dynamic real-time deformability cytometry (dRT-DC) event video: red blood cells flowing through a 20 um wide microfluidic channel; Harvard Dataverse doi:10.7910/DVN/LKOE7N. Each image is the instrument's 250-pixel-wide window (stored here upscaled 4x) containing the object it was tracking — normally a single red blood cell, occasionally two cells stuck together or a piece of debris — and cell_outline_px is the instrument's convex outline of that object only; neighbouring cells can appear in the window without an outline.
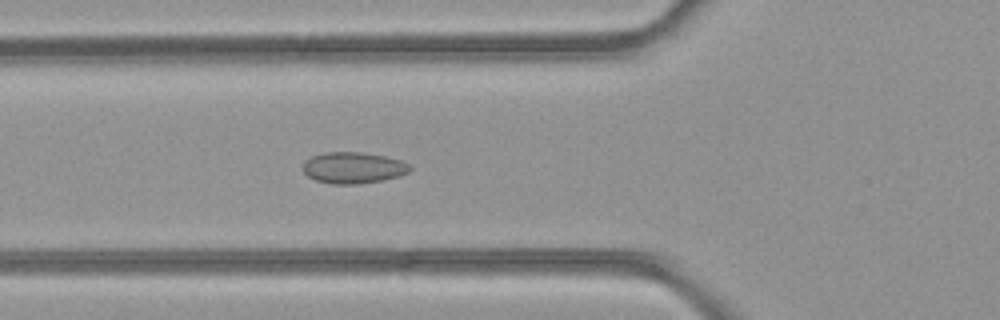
{"species": "common noctule bat (a hibernating species)", "species_latin": "Nyctalus noctula", "temperature_condition": "room temperature", "stored_images_in_passage": 43, "camera_frame_rate_fps": 3000, "um_per_image_px": 0.085, "animal": {"sex": "female", "body_mass_g": 21.9}, "frame": {"image": 1, "passage_image": 12, "time_ms": 3.667, "image_size_px": [1000, 320], "cell_outline_px": [[412, 168], [408, 172], [400, 176], [380, 180], [356, 184], [332, 184], [316, 180], [308, 176], [304, 172], [304, 160], [312, 156], [324, 152], [360, 152], [384, 156], [400, 160], [408, 164]], "centroid_in_image_um": [30.01, 14.25], "position_along_channel_um": 95.8, "area_um2": 19.36}}
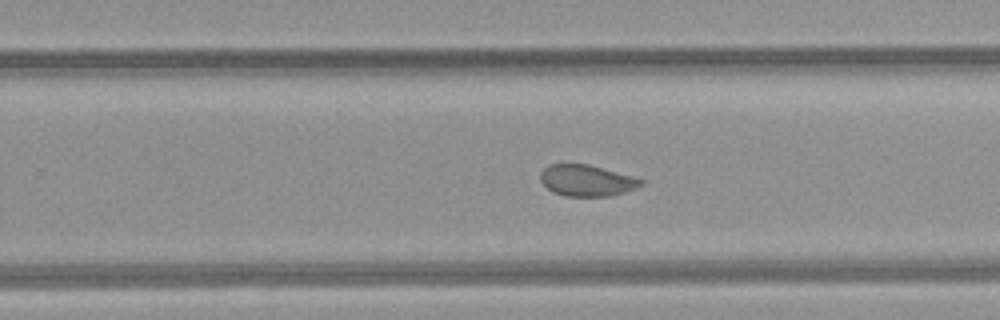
{"frame": {"image": 2, "passage_image": 25, "time_ms": 8.0, "image_size_px": [1000, 320], "cell_outline_px": [[644, 184], [636, 188], [624, 192], [608, 196], [564, 196], [552, 192], [540, 180], [540, 172], [548, 164], [588, 164], [604, 168], [632, 176], [644, 180]], "centroid_in_image_um": [49.86, 15.34], "position_along_channel_um": 279.9, "area_um2": 18.38}}
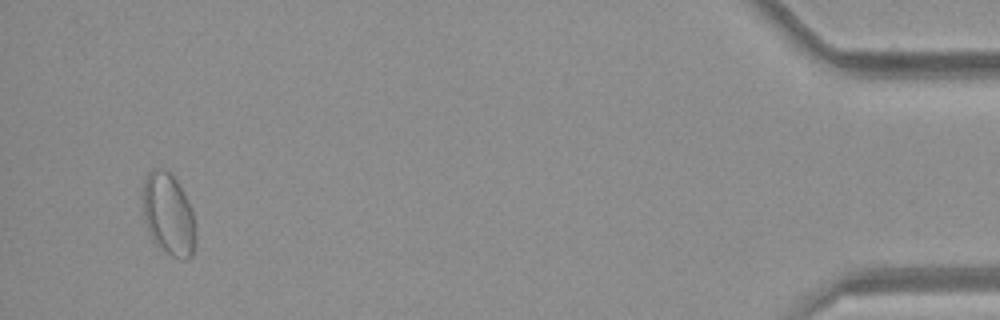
{"frame": {"image": 3, "passage_image": 41, "time_ms": 13.333, "image_size_px": [1000, 320], "cell_outline_px": [[196, 236], [192, 256], [188, 260], [180, 260], [172, 256], [160, 248], [152, 240], [148, 232], [144, 220], [144, 180], [148, 172], [152, 168], [160, 168], [168, 172], [176, 180], [192, 212], [196, 232]], "centroid_in_image_um": [14.32, 18.28], "position_along_channel_um": 420.9, "area_um2": 25.03}, "authors_computed_cell_mechanics": {"area_um2": 19.652, "velocity_mm_per_s": 4.2471, "shape_relaxation_time_tau1_ms": null, "shape_relaxation_time_tau2_ms": 1.2919, "deformation_change_tau1": null, "deformation_change_tau2": 0.0396}}